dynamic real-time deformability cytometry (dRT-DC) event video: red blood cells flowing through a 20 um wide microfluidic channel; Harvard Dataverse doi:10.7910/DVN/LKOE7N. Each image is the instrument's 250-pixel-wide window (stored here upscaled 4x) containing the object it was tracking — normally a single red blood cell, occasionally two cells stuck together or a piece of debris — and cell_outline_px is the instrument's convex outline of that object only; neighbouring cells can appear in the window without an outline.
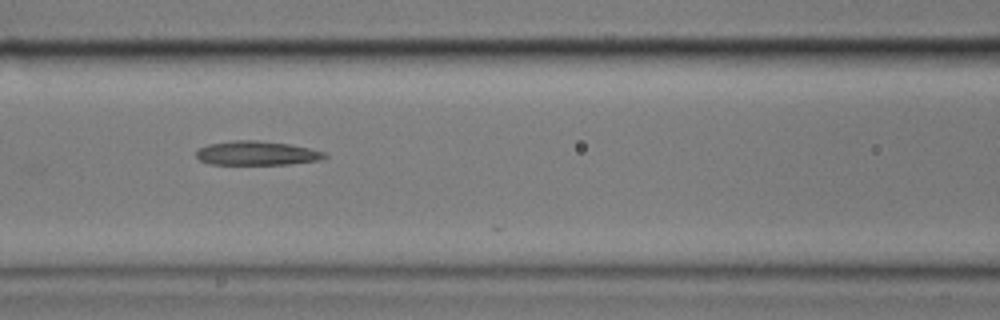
{"species": "common noctule bat (a hibernating species)", "species_latin": "Nyctalus noctula", "temperature_condition": "cold", "stored_images_in_passage": 10, "camera_frame_rate_fps": 3000, "um_per_image_px": 0.085, "animal": {"sex": "male", "body_mass_g": 17.9}, "frame": {"image": 1, "passage_image": 7, "time_ms": 7.0, "image_size_px": [1000, 320], "cell_outline_px": [[328, 156], [320, 160], [288, 164], [208, 164], [200, 160], [196, 156], [196, 152], [200, 148], [208, 144], [232, 140], [256, 140], [288, 144], [308, 148], [324, 152]], "centroid_in_image_um": [21.8, 13.02], "position_along_channel_um": 144.8, "area_um2": 17.92}}
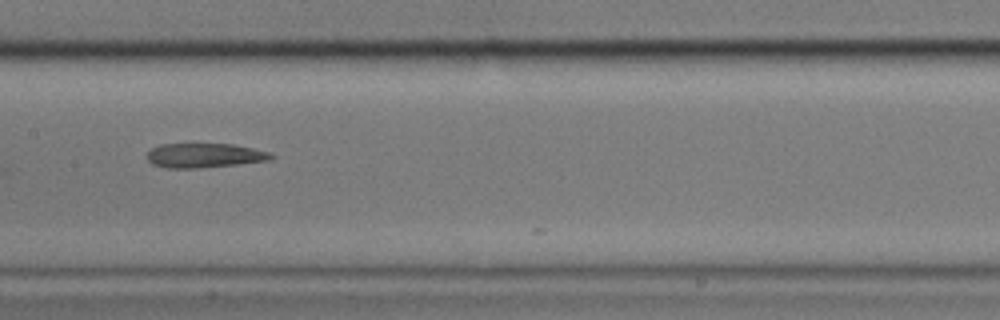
{"frame": {"image": 2, "passage_image": 8, "time_ms": 8.333, "image_size_px": [1000, 320], "cell_outline_px": [[276, 156], [272, 160], [200, 168], [164, 168], [152, 164], [148, 160], [148, 152], [152, 148], [160, 144], [232, 144], [252, 148], [268, 152]], "centroid_in_image_um": [17.38, 13.22], "position_along_channel_um": 190.0, "area_um2": 17.63}}